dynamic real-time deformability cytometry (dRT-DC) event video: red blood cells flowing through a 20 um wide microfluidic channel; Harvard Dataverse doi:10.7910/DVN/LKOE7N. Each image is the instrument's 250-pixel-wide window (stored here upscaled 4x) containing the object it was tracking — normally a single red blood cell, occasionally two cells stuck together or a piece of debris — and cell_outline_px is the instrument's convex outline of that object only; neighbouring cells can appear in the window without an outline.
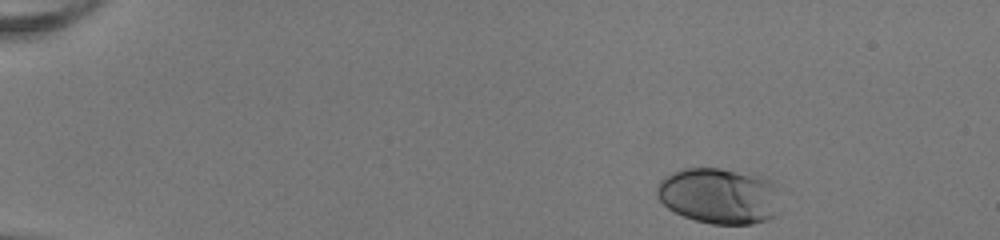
{"species": "human", "species_latin": "Homo sapiens", "temperature_condition": "room temperature", "stored_images_in_passage": 39, "camera_frame_rate_fps": 3000, "um_per_image_px": 0.085, "donor": {"sex": "female"}, "frame": {"image": 1, "passage_image": 1, "time_ms": 0.0, "image_size_px": [1000, 240], "cell_outline_px": [[780, 212], [776, 216], [768, 220], [752, 224], [712, 224], [696, 220], [684, 216], [668, 208], [656, 196], [656, 184], [664, 176], [672, 172], [684, 168], [720, 168], [756, 172], [768, 176], [776, 184]], "centroid_in_image_um": [61.19, 16.61], "position_along_channel_um": 23.8, "area_um2": 41.44}}
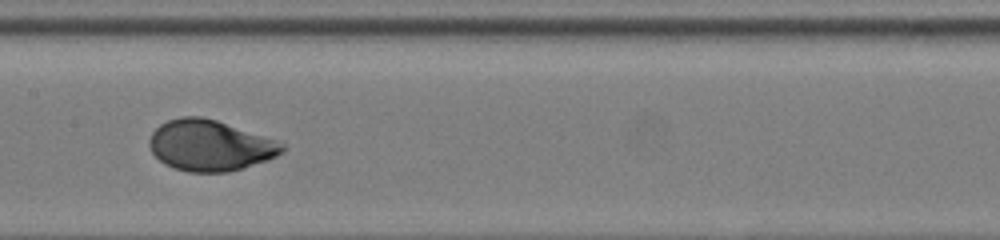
{"frame": {"image": 2, "passage_image": 22, "time_ms": 7.0, "image_size_px": [1000, 240], "cell_outline_px": [[288, 148], [284, 152], [268, 160], [228, 172], [188, 172], [164, 164], [152, 152], [148, 144], [148, 140], [152, 132], [160, 124], [168, 120], [180, 116], [200, 116], [216, 120], [276, 140], [284, 144]], "centroid_in_image_um": [17.85, 12.36], "position_along_channel_um": 189.6, "area_um2": 39.36}}
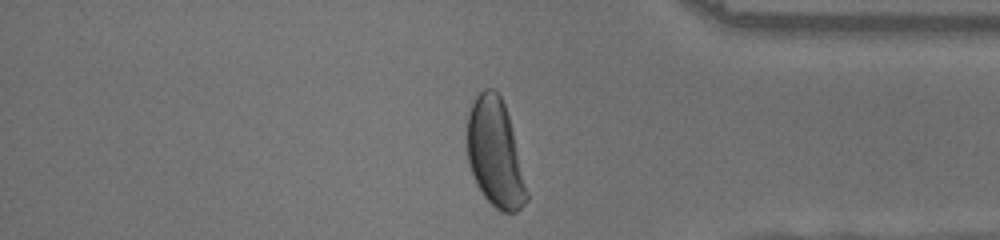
{"frame": {"image": 3, "passage_image": 38, "time_ms": 12.333, "image_size_px": [1000, 240], "cell_outline_px": [[528, 200], [516, 212], [504, 212], [496, 208], [484, 196], [476, 184], [468, 160], [468, 112], [476, 96], [484, 88], [492, 88], [500, 96], [504, 104], [512, 128], [528, 192]], "centroid_in_image_um": [42.09, 13.03], "position_along_channel_um": 393.1, "area_um2": 36.99}, "authors_computed_cell_mechanics": {"area_um2": 38.726, "velocity_mm_per_s": 4.0366, "shape_relaxation_time_tau1_ms": 3.3587, "shape_relaxation_time_tau2_ms": null, "deformation_change_tau1": 0.2004, "deformation_change_tau2": null}}